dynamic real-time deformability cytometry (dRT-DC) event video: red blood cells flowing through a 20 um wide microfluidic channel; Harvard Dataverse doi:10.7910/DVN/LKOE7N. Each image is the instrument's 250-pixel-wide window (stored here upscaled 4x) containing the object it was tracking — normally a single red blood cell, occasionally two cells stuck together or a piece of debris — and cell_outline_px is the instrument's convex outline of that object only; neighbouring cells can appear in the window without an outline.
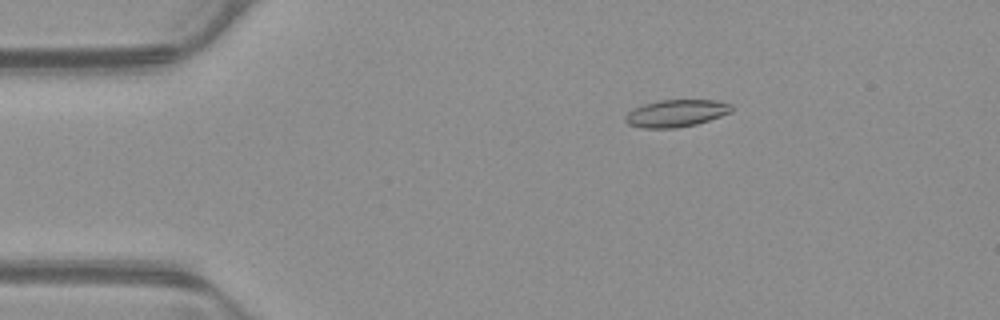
{"species": "common noctule bat (a hibernating species)", "species_latin": "Nyctalus noctula", "temperature_condition": "warm", "stored_images_in_passage": 54, "camera_frame_rate_fps": 3000, "um_per_image_px": 0.085, "animal": {"sex": "male", "body_mass_g": 23.1, "forearm_length_mm": 52.7}, "frame": {"image": 1, "passage_image": 10, "time_ms": 3.0, "image_size_px": [1000, 320], "cell_outline_px": [[732, 112], [696, 124], [676, 128], [640, 128], [628, 124], [624, 120], [624, 116], [632, 108], [644, 104], [660, 100], [716, 100], [732, 104]], "centroid_in_image_um": [57.44, 9.63], "position_along_channel_um": 27.6, "area_um2": 16.94}}
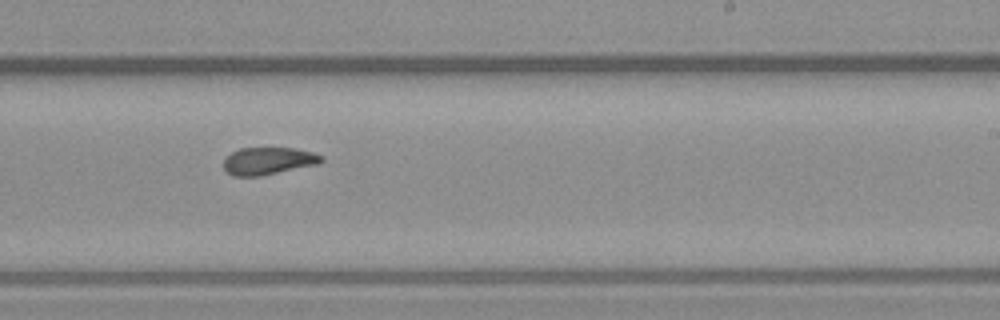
{"frame": {"image": 2, "passage_image": 33, "time_ms": 10.667, "image_size_px": [1000, 320], "cell_outline_px": [[324, 160], [316, 164], [260, 176], [232, 176], [224, 168], [224, 160], [232, 152], [240, 148], [296, 148], [312, 152], [324, 156]], "centroid_in_image_um": [22.81, 13.67], "position_along_channel_um": 266.2, "area_um2": 15.43}}
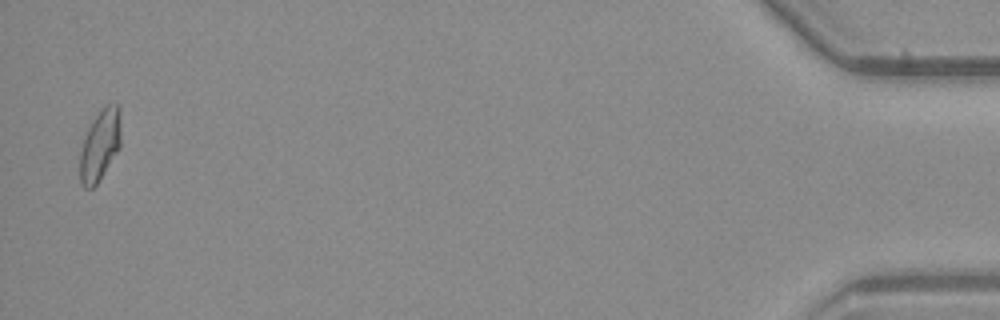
{"frame": {"image": 3, "passage_image": 53, "time_ms": 17.333, "image_size_px": [1000, 320], "cell_outline_px": [[120, 148], [96, 184], [92, 188], [84, 188], [80, 180], [80, 152], [84, 140], [96, 116], [104, 104], [116, 104], [120, 108]], "centroid_in_image_um": [8.52, 12.34], "position_along_channel_um": 426.7, "area_um2": 16.59}, "authors_computed_cell_mechanics": {"area_um2": 16.5019, "velocity_mm_per_s": 3.8881, "shape_relaxation_time_tau1_ms": null, "shape_relaxation_time_tau2_ms": 3.9259, "deformation_change_tau1": null, "deformation_change_tau2": 0.1092}}